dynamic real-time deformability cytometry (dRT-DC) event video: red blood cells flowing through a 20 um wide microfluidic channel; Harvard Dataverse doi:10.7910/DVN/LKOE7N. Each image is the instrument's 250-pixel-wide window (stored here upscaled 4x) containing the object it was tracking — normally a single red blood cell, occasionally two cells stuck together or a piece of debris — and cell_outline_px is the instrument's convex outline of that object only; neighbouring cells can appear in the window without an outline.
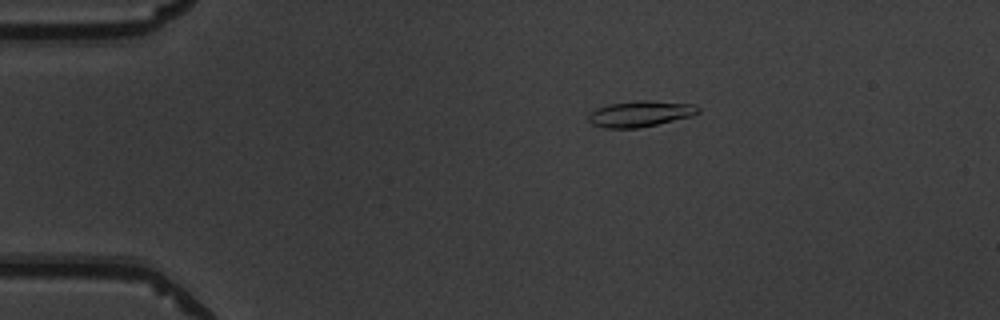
{"species": "common noctule bat (a hibernating species)", "species_latin": "Nyctalus noctula", "temperature_condition": "warm", "stored_images_in_passage": 44, "camera_frame_rate_fps": 3000, "um_per_image_px": 0.085, "animal": {"sex": "male", "body_mass_g": 19.5, "forearm_length_mm": 54.6}, "frame": {"image": 1, "passage_image": 2, "time_ms": 0.333, "image_size_px": [1000, 320], "cell_outline_px": [[700, 112], [692, 116], [656, 124], [636, 128], [604, 128], [592, 124], [588, 120], [588, 116], [596, 108], [608, 104], [636, 100], [644, 100], [692, 104], [700, 108]], "centroid_in_image_um": [54.4, 9.67], "position_along_channel_um": 30.6, "area_um2": 16.47}}
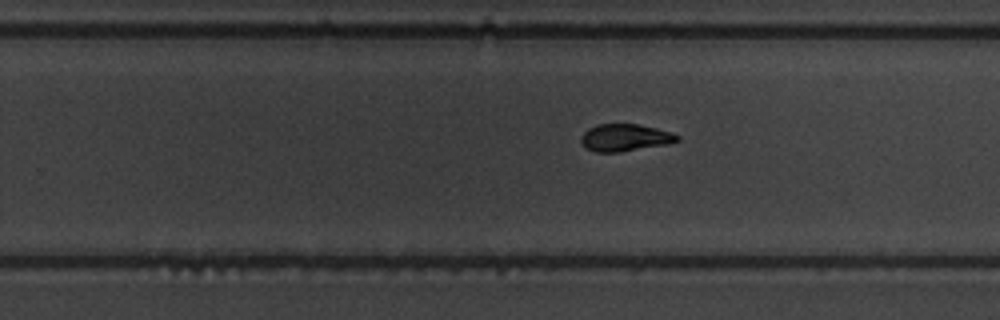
{"frame": {"image": 2, "passage_image": 25, "time_ms": 8.0, "image_size_px": [1000, 320], "cell_outline_px": [[680, 140], [668, 144], [620, 152], [596, 152], [584, 148], [580, 140], [580, 136], [588, 128], [596, 124], [636, 124], [656, 128], [672, 132], [680, 136]], "centroid_in_image_um": [53.1, 11.7], "position_along_channel_um": 276.7, "area_um2": 15.43}}
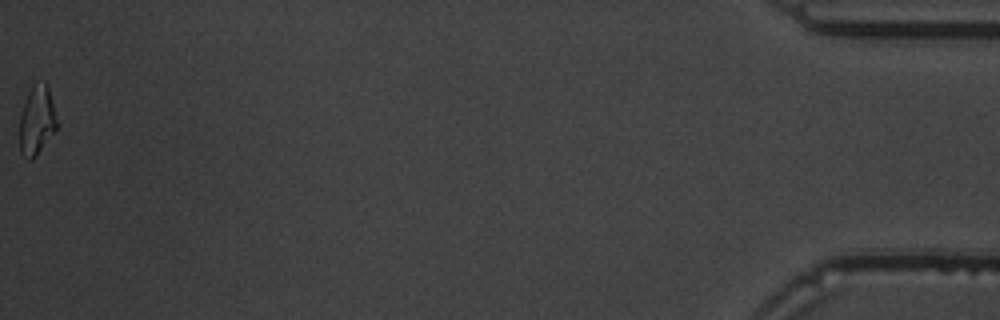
{"frame": {"image": 3, "passage_image": 44, "time_ms": 14.333, "image_size_px": [1000, 320], "cell_outline_px": [[60, 124], [36, 156], [32, 160], [28, 160], [20, 152], [20, 116], [28, 92], [32, 84], [36, 80], [44, 80], [48, 84]], "centroid_in_image_um": [3.17, 10.17], "position_along_channel_um": 432.0, "area_um2": 15.55}, "authors_computed_cell_mechanics": {"area_um2": 15.5771, "velocity_mm_per_s": 3.9638, "shape_relaxation_time_tau1_ms": 3.4577, "shape_relaxation_time_tau2_ms": 2.8512, "deformation_change_tau1": 0.1518, "deformation_change_tau2": 0.1027}}